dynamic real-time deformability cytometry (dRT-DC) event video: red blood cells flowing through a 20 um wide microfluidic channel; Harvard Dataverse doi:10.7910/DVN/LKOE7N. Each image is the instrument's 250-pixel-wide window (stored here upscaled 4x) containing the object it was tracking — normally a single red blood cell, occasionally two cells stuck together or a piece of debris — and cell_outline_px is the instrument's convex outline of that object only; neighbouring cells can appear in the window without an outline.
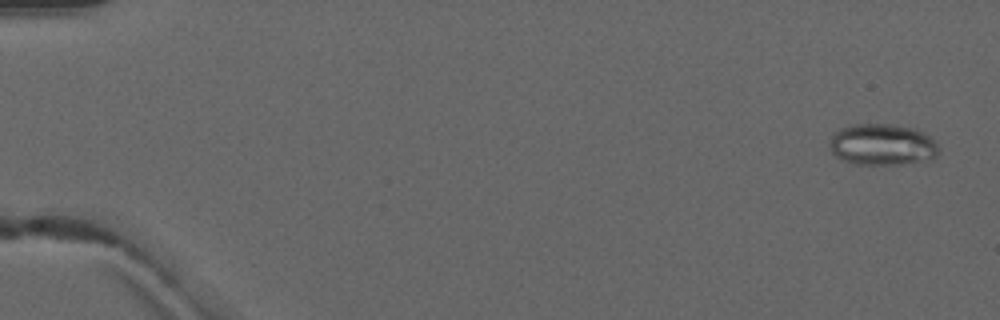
{"species": "common noctule bat (a hibernating species)", "species_latin": "Nyctalus noctula", "temperature_condition": "warm", "stored_images_in_passage": 4, "camera_frame_rate_fps": 3000, "um_per_image_px": 0.085, "animal": {"sex": "male", "forearm_length_mm": 52.5}, "frame": {"image": 1, "passage_image": 1, "time_ms": 0.0, "image_size_px": [1000, 320], "cell_outline_px": [[940, 148], [936, 156], [904, 164], [856, 164], [844, 160], [836, 156], [832, 152], [828, 144], [832, 136], [840, 128], [852, 124], [892, 124], [916, 128], [924, 132]], "centroid_in_image_um": [74.97, 12.27], "position_along_channel_um": 10.0, "area_um2": 26.18}}